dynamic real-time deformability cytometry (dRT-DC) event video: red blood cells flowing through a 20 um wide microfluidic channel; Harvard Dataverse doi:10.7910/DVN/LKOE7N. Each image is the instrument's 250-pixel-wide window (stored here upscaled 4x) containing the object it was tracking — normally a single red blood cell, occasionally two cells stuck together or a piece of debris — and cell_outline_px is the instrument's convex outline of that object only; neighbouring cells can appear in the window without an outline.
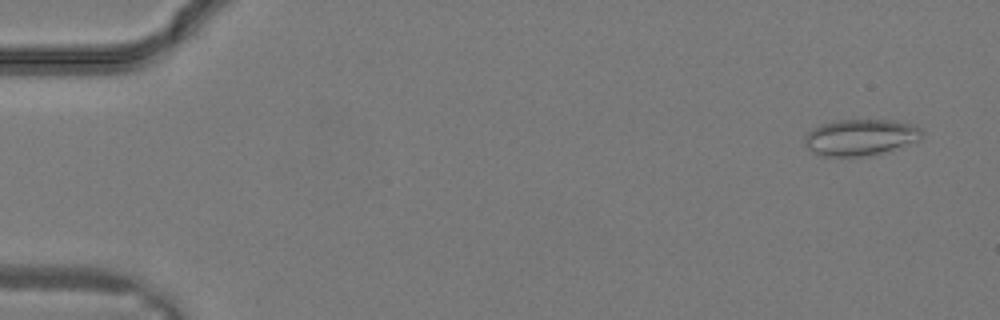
{"species": "common noctule bat (a hibernating species)", "species_latin": "Nyctalus noctula", "temperature_condition": "warm", "stored_images_in_passage": 8, "camera_frame_rate_fps": 3000, "um_per_image_px": 0.085, "animal": {"sex": "male", "body_mass_g": 19.2, "forearm_length_mm": 51.8}, "frame": {"image": 1, "passage_image": 2, "time_ms": 0.333, "image_size_px": [1000, 320], "cell_outline_px": [[924, 132], [920, 140], [884, 152], [868, 156], [820, 156], [812, 152], [804, 144], [804, 136], [808, 132], [820, 124], [836, 120], [892, 120], [912, 124], [920, 128]], "centroid_in_image_um": [73.13, 11.67], "position_along_channel_um": 11.9, "area_um2": 24.97}}